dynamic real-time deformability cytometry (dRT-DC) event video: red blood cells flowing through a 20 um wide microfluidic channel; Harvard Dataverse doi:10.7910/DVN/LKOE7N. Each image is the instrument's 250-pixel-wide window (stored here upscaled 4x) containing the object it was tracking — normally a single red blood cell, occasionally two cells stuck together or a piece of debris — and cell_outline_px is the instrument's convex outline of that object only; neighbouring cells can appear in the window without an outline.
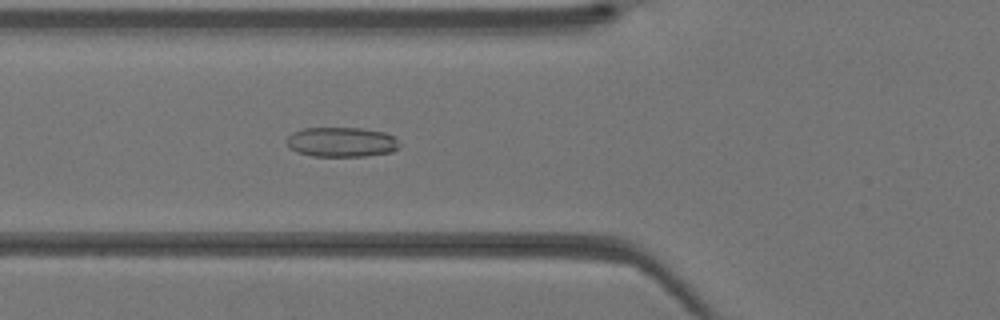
{"species": "Egyptian fruit bat (a non-hibernating species)", "species_latin": "Rousettus aegyptiacus", "temperature_condition": "warm", "stored_images_in_passage": 42, "camera_frame_rate_fps": 3000, "um_per_image_px": 0.085, "animal": {"sex": "female"}, "frame": {"image": 1, "passage_image": 16, "time_ms": 5.0, "image_size_px": [1000, 320], "cell_outline_px": [[400, 148], [392, 152], [364, 156], [312, 156], [296, 152], [288, 148], [284, 140], [292, 132], [304, 128], [364, 128], [384, 132], [392, 136], [400, 144]], "centroid_in_image_um": [28.99, 12.08], "position_along_channel_um": 96.8, "area_um2": 19.83}}
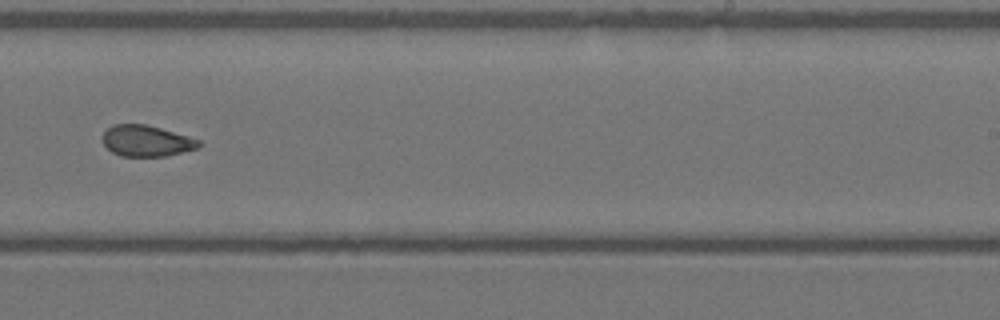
{"frame": {"image": 2, "passage_image": 27, "time_ms": 8.667, "image_size_px": [1000, 320], "cell_outline_px": [[200, 144], [196, 148], [164, 156], [120, 156], [112, 152], [100, 140], [100, 136], [112, 124], [144, 124], [160, 128], [188, 136], [200, 140]], "centroid_in_image_um": [12.37, 11.96], "position_along_channel_um": 276.6, "area_um2": 17.34}}
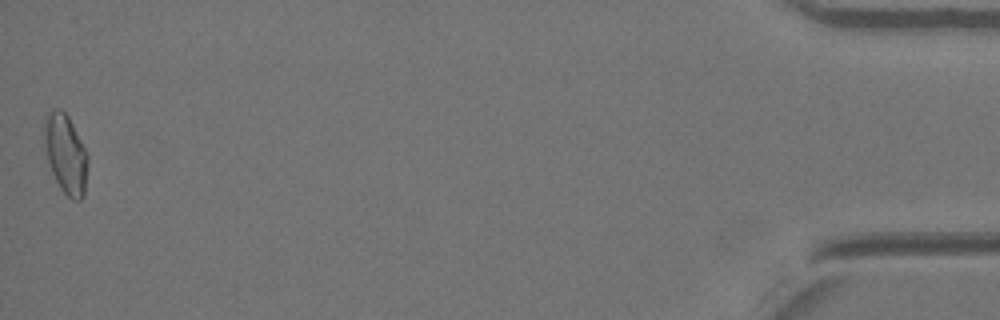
{"frame": {"image": 3, "passage_image": 42, "time_ms": 13.667, "image_size_px": [1000, 320], "cell_outline_px": [[88, 164], [84, 196], [80, 200], [72, 200], [60, 188], [52, 172], [48, 160], [44, 144], [44, 116], [52, 108], [60, 108], [68, 116], [88, 156]], "centroid_in_image_um": [5.57, 13.07], "position_along_channel_um": 429.6, "area_um2": 20.06}}